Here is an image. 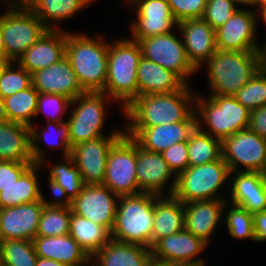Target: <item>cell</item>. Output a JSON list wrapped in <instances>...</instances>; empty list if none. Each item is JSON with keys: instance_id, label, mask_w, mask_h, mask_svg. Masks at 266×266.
<instances>
[{"instance_id": "14", "label": "cell", "mask_w": 266, "mask_h": 266, "mask_svg": "<svg viewBox=\"0 0 266 266\" xmlns=\"http://www.w3.org/2000/svg\"><path fill=\"white\" fill-rule=\"evenodd\" d=\"M119 197L103 184L84 185L69 205L73 213L102 225L111 232Z\"/></svg>"}, {"instance_id": "43", "label": "cell", "mask_w": 266, "mask_h": 266, "mask_svg": "<svg viewBox=\"0 0 266 266\" xmlns=\"http://www.w3.org/2000/svg\"><path fill=\"white\" fill-rule=\"evenodd\" d=\"M12 61L0 76V96L4 99L32 86V74ZM14 66V68H13Z\"/></svg>"}, {"instance_id": "55", "label": "cell", "mask_w": 266, "mask_h": 266, "mask_svg": "<svg viewBox=\"0 0 266 266\" xmlns=\"http://www.w3.org/2000/svg\"><path fill=\"white\" fill-rule=\"evenodd\" d=\"M6 121H8V119L5 111L4 99L0 96V123Z\"/></svg>"}, {"instance_id": "21", "label": "cell", "mask_w": 266, "mask_h": 266, "mask_svg": "<svg viewBox=\"0 0 266 266\" xmlns=\"http://www.w3.org/2000/svg\"><path fill=\"white\" fill-rule=\"evenodd\" d=\"M177 30L189 62L199 71L217 51L215 30L203 18L181 21L177 24Z\"/></svg>"}, {"instance_id": "16", "label": "cell", "mask_w": 266, "mask_h": 266, "mask_svg": "<svg viewBox=\"0 0 266 266\" xmlns=\"http://www.w3.org/2000/svg\"><path fill=\"white\" fill-rule=\"evenodd\" d=\"M121 137L100 136L71 148V157L84 185L103 184L108 154Z\"/></svg>"}, {"instance_id": "40", "label": "cell", "mask_w": 266, "mask_h": 266, "mask_svg": "<svg viewBox=\"0 0 266 266\" xmlns=\"http://www.w3.org/2000/svg\"><path fill=\"white\" fill-rule=\"evenodd\" d=\"M224 216H226L225 223L229 236L237 240L248 238L249 240L251 239L252 241H255L253 217L252 214L249 213L245 208L228 203V201H226L224 206Z\"/></svg>"}, {"instance_id": "19", "label": "cell", "mask_w": 266, "mask_h": 266, "mask_svg": "<svg viewBox=\"0 0 266 266\" xmlns=\"http://www.w3.org/2000/svg\"><path fill=\"white\" fill-rule=\"evenodd\" d=\"M45 196L38 201L0 209V241L33 240L36 237Z\"/></svg>"}, {"instance_id": "34", "label": "cell", "mask_w": 266, "mask_h": 266, "mask_svg": "<svg viewBox=\"0 0 266 266\" xmlns=\"http://www.w3.org/2000/svg\"><path fill=\"white\" fill-rule=\"evenodd\" d=\"M69 235L92 257L111 240V232L71 210Z\"/></svg>"}, {"instance_id": "42", "label": "cell", "mask_w": 266, "mask_h": 266, "mask_svg": "<svg viewBox=\"0 0 266 266\" xmlns=\"http://www.w3.org/2000/svg\"><path fill=\"white\" fill-rule=\"evenodd\" d=\"M72 100L64 95L39 93L35 118L40 114L47 115L46 122L64 123L66 111L71 107Z\"/></svg>"}, {"instance_id": "57", "label": "cell", "mask_w": 266, "mask_h": 266, "mask_svg": "<svg viewBox=\"0 0 266 266\" xmlns=\"http://www.w3.org/2000/svg\"><path fill=\"white\" fill-rule=\"evenodd\" d=\"M0 55H5V45L3 41V32L1 29V22H0Z\"/></svg>"}, {"instance_id": "15", "label": "cell", "mask_w": 266, "mask_h": 266, "mask_svg": "<svg viewBox=\"0 0 266 266\" xmlns=\"http://www.w3.org/2000/svg\"><path fill=\"white\" fill-rule=\"evenodd\" d=\"M134 10L136 19L130 24L131 39H146L167 34L177 27L167 0H125Z\"/></svg>"}, {"instance_id": "22", "label": "cell", "mask_w": 266, "mask_h": 266, "mask_svg": "<svg viewBox=\"0 0 266 266\" xmlns=\"http://www.w3.org/2000/svg\"><path fill=\"white\" fill-rule=\"evenodd\" d=\"M207 246L205 242L184 228L178 233L159 239L151 247V251L154 257L175 264H204L205 259L197 256Z\"/></svg>"}, {"instance_id": "32", "label": "cell", "mask_w": 266, "mask_h": 266, "mask_svg": "<svg viewBox=\"0 0 266 266\" xmlns=\"http://www.w3.org/2000/svg\"><path fill=\"white\" fill-rule=\"evenodd\" d=\"M40 164H32L12 186L0 191V209L41 200L44 195L39 186Z\"/></svg>"}, {"instance_id": "39", "label": "cell", "mask_w": 266, "mask_h": 266, "mask_svg": "<svg viewBox=\"0 0 266 266\" xmlns=\"http://www.w3.org/2000/svg\"><path fill=\"white\" fill-rule=\"evenodd\" d=\"M37 259L31 240L0 241L1 266H36Z\"/></svg>"}, {"instance_id": "28", "label": "cell", "mask_w": 266, "mask_h": 266, "mask_svg": "<svg viewBox=\"0 0 266 266\" xmlns=\"http://www.w3.org/2000/svg\"><path fill=\"white\" fill-rule=\"evenodd\" d=\"M152 246L161 238L185 228L184 203L171 195L154 194Z\"/></svg>"}, {"instance_id": "58", "label": "cell", "mask_w": 266, "mask_h": 266, "mask_svg": "<svg viewBox=\"0 0 266 266\" xmlns=\"http://www.w3.org/2000/svg\"><path fill=\"white\" fill-rule=\"evenodd\" d=\"M205 264L206 263L204 264H175V266H206Z\"/></svg>"}, {"instance_id": "29", "label": "cell", "mask_w": 266, "mask_h": 266, "mask_svg": "<svg viewBox=\"0 0 266 266\" xmlns=\"http://www.w3.org/2000/svg\"><path fill=\"white\" fill-rule=\"evenodd\" d=\"M32 242L38 257L53 259L65 266L76 265L90 258L69 234L53 237L36 236Z\"/></svg>"}, {"instance_id": "3", "label": "cell", "mask_w": 266, "mask_h": 266, "mask_svg": "<svg viewBox=\"0 0 266 266\" xmlns=\"http://www.w3.org/2000/svg\"><path fill=\"white\" fill-rule=\"evenodd\" d=\"M141 58L138 41L127 38L109 43L104 92L116 103H122V113L138 97L137 68Z\"/></svg>"}, {"instance_id": "5", "label": "cell", "mask_w": 266, "mask_h": 266, "mask_svg": "<svg viewBox=\"0 0 266 266\" xmlns=\"http://www.w3.org/2000/svg\"><path fill=\"white\" fill-rule=\"evenodd\" d=\"M195 105L197 127L214 138L222 141L236 132L248 129L250 111L234 96L209 95L208 98L199 93L196 94Z\"/></svg>"}, {"instance_id": "10", "label": "cell", "mask_w": 266, "mask_h": 266, "mask_svg": "<svg viewBox=\"0 0 266 266\" xmlns=\"http://www.w3.org/2000/svg\"><path fill=\"white\" fill-rule=\"evenodd\" d=\"M5 55L11 61L29 49L48 29L30 9H9L0 15Z\"/></svg>"}, {"instance_id": "53", "label": "cell", "mask_w": 266, "mask_h": 266, "mask_svg": "<svg viewBox=\"0 0 266 266\" xmlns=\"http://www.w3.org/2000/svg\"><path fill=\"white\" fill-rule=\"evenodd\" d=\"M12 61L6 55H0V76Z\"/></svg>"}, {"instance_id": "35", "label": "cell", "mask_w": 266, "mask_h": 266, "mask_svg": "<svg viewBox=\"0 0 266 266\" xmlns=\"http://www.w3.org/2000/svg\"><path fill=\"white\" fill-rule=\"evenodd\" d=\"M93 1L95 0H37L30 10L48 29L55 30L60 29L56 23L60 25L59 22L72 18Z\"/></svg>"}, {"instance_id": "52", "label": "cell", "mask_w": 266, "mask_h": 266, "mask_svg": "<svg viewBox=\"0 0 266 266\" xmlns=\"http://www.w3.org/2000/svg\"><path fill=\"white\" fill-rule=\"evenodd\" d=\"M36 266H65V265L53 259H44V258L38 257Z\"/></svg>"}, {"instance_id": "46", "label": "cell", "mask_w": 266, "mask_h": 266, "mask_svg": "<svg viewBox=\"0 0 266 266\" xmlns=\"http://www.w3.org/2000/svg\"><path fill=\"white\" fill-rule=\"evenodd\" d=\"M161 155L176 176L189 167L187 140L163 150Z\"/></svg>"}, {"instance_id": "4", "label": "cell", "mask_w": 266, "mask_h": 266, "mask_svg": "<svg viewBox=\"0 0 266 266\" xmlns=\"http://www.w3.org/2000/svg\"><path fill=\"white\" fill-rule=\"evenodd\" d=\"M204 66L212 92L209 95L234 96L260 70V55L217 49Z\"/></svg>"}, {"instance_id": "24", "label": "cell", "mask_w": 266, "mask_h": 266, "mask_svg": "<svg viewBox=\"0 0 266 266\" xmlns=\"http://www.w3.org/2000/svg\"><path fill=\"white\" fill-rule=\"evenodd\" d=\"M32 86L38 93L64 95L71 100L84 93L66 56L57 63L32 73Z\"/></svg>"}, {"instance_id": "48", "label": "cell", "mask_w": 266, "mask_h": 266, "mask_svg": "<svg viewBox=\"0 0 266 266\" xmlns=\"http://www.w3.org/2000/svg\"><path fill=\"white\" fill-rule=\"evenodd\" d=\"M248 129L266 139V105L250 111Z\"/></svg>"}, {"instance_id": "23", "label": "cell", "mask_w": 266, "mask_h": 266, "mask_svg": "<svg viewBox=\"0 0 266 266\" xmlns=\"http://www.w3.org/2000/svg\"><path fill=\"white\" fill-rule=\"evenodd\" d=\"M66 56V32L47 29L16 61L30 74L57 63Z\"/></svg>"}, {"instance_id": "25", "label": "cell", "mask_w": 266, "mask_h": 266, "mask_svg": "<svg viewBox=\"0 0 266 266\" xmlns=\"http://www.w3.org/2000/svg\"><path fill=\"white\" fill-rule=\"evenodd\" d=\"M226 200H197L184 203L185 229L207 245L224 215Z\"/></svg>"}, {"instance_id": "50", "label": "cell", "mask_w": 266, "mask_h": 266, "mask_svg": "<svg viewBox=\"0 0 266 266\" xmlns=\"http://www.w3.org/2000/svg\"><path fill=\"white\" fill-rule=\"evenodd\" d=\"M9 9H30L37 0H6Z\"/></svg>"}, {"instance_id": "18", "label": "cell", "mask_w": 266, "mask_h": 266, "mask_svg": "<svg viewBox=\"0 0 266 266\" xmlns=\"http://www.w3.org/2000/svg\"><path fill=\"white\" fill-rule=\"evenodd\" d=\"M136 162L138 189L141 193L173 194L177 176L163 159L161 153L146 150L136 143ZM170 181L171 185H168L167 188ZM165 188L168 189V193Z\"/></svg>"}, {"instance_id": "33", "label": "cell", "mask_w": 266, "mask_h": 266, "mask_svg": "<svg viewBox=\"0 0 266 266\" xmlns=\"http://www.w3.org/2000/svg\"><path fill=\"white\" fill-rule=\"evenodd\" d=\"M49 127H47V124L44 128L38 129L37 126L33 123L30 126V139H31V155L33 162L35 164H41L44 160H46V153L43 148H41V143L44 141L46 143V146L53 150L58 149L62 147V155L63 157H69L71 156V148L69 146V137H68V125L66 122L64 123H57V122H47ZM51 127V128H50ZM55 130V134H57V140L50 137V130ZM51 130V133H52ZM50 134V135H49ZM49 136V137H48ZM41 142V143H40ZM40 143V145H39Z\"/></svg>"}, {"instance_id": "54", "label": "cell", "mask_w": 266, "mask_h": 266, "mask_svg": "<svg viewBox=\"0 0 266 266\" xmlns=\"http://www.w3.org/2000/svg\"><path fill=\"white\" fill-rule=\"evenodd\" d=\"M252 6L255 7V11L259 14L262 10L266 9V0H253Z\"/></svg>"}, {"instance_id": "8", "label": "cell", "mask_w": 266, "mask_h": 266, "mask_svg": "<svg viewBox=\"0 0 266 266\" xmlns=\"http://www.w3.org/2000/svg\"><path fill=\"white\" fill-rule=\"evenodd\" d=\"M229 173L228 165L222 157L206 164L188 167L177 175L173 195L183 203L197 200H227V195L220 196L218 192L225 183H229Z\"/></svg>"}, {"instance_id": "47", "label": "cell", "mask_w": 266, "mask_h": 266, "mask_svg": "<svg viewBox=\"0 0 266 266\" xmlns=\"http://www.w3.org/2000/svg\"><path fill=\"white\" fill-rule=\"evenodd\" d=\"M34 162L0 160V191L12 186Z\"/></svg>"}, {"instance_id": "2", "label": "cell", "mask_w": 266, "mask_h": 266, "mask_svg": "<svg viewBox=\"0 0 266 266\" xmlns=\"http://www.w3.org/2000/svg\"><path fill=\"white\" fill-rule=\"evenodd\" d=\"M108 47L98 34L90 38L66 31V57L84 92H104Z\"/></svg>"}, {"instance_id": "49", "label": "cell", "mask_w": 266, "mask_h": 266, "mask_svg": "<svg viewBox=\"0 0 266 266\" xmlns=\"http://www.w3.org/2000/svg\"><path fill=\"white\" fill-rule=\"evenodd\" d=\"M254 240L257 243L266 241V211L252 214Z\"/></svg>"}, {"instance_id": "6", "label": "cell", "mask_w": 266, "mask_h": 266, "mask_svg": "<svg viewBox=\"0 0 266 266\" xmlns=\"http://www.w3.org/2000/svg\"><path fill=\"white\" fill-rule=\"evenodd\" d=\"M154 194L120 196L111 239L151 249L154 228Z\"/></svg>"}, {"instance_id": "37", "label": "cell", "mask_w": 266, "mask_h": 266, "mask_svg": "<svg viewBox=\"0 0 266 266\" xmlns=\"http://www.w3.org/2000/svg\"><path fill=\"white\" fill-rule=\"evenodd\" d=\"M38 91L33 87L4 98L8 121L31 126L37 111Z\"/></svg>"}, {"instance_id": "51", "label": "cell", "mask_w": 266, "mask_h": 266, "mask_svg": "<svg viewBox=\"0 0 266 266\" xmlns=\"http://www.w3.org/2000/svg\"><path fill=\"white\" fill-rule=\"evenodd\" d=\"M146 266H175V263H171L167 260H162L151 255Z\"/></svg>"}, {"instance_id": "60", "label": "cell", "mask_w": 266, "mask_h": 266, "mask_svg": "<svg viewBox=\"0 0 266 266\" xmlns=\"http://www.w3.org/2000/svg\"><path fill=\"white\" fill-rule=\"evenodd\" d=\"M70 266H87V261L76 264V265H70Z\"/></svg>"}, {"instance_id": "7", "label": "cell", "mask_w": 266, "mask_h": 266, "mask_svg": "<svg viewBox=\"0 0 266 266\" xmlns=\"http://www.w3.org/2000/svg\"><path fill=\"white\" fill-rule=\"evenodd\" d=\"M108 101V102H107ZM115 102L105 92H84L72 100V111L67 118L70 148L100 136H123L124 130H113L105 135L106 103ZM76 104V105H75ZM74 106V108H73Z\"/></svg>"}, {"instance_id": "59", "label": "cell", "mask_w": 266, "mask_h": 266, "mask_svg": "<svg viewBox=\"0 0 266 266\" xmlns=\"http://www.w3.org/2000/svg\"><path fill=\"white\" fill-rule=\"evenodd\" d=\"M92 260H93L92 257H90V258L87 260V266H88V265H90V266H99V264H98L97 262H95L96 265L93 264Z\"/></svg>"}, {"instance_id": "38", "label": "cell", "mask_w": 266, "mask_h": 266, "mask_svg": "<svg viewBox=\"0 0 266 266\" xmlns=\"http://www.w3.org/2000/svg\"><path fill=\"white\" fill-rule=\"evenodd\" d=\"M187 144L189 167L216 161L222 157L221 140L198 127L191 133Z\"/></svg>"}, {"instance_id": "27", "label": "cell", "mask_w": 266, "mask_h": 266, "mask_svg": "<svg viewBox=\"0 0 266 266\" xmlns=\"http://www.w3.org/2000/svg\"><path fill=\"white\" fill-rule=\"evenodd\" d=\"M138 97L148 94L172 93L186 83L174 72L142 57L137 68Z\"/></svg>"}, {"instance_id": "26", "label": "cell", "mask_w": 266, "mask_h": 266, "mask_svg": "<svg viewBox=\"0 0 266 266\" xmlns=\"http://www.w3.org/2000/svg\"><path fill=\"white\" fill-rule=\"evenodd\" d=\"M64 162V163H63ZM49 165L48 185L56 203H71L76 196L81 192L84 183L79 170L75 166L74 160L71 156L64 157V160L59 164H53L44 160L40 165Z\"/></svg>"}, {"instance_id": "31", "label": "cell", "mask_w": 266, "mask_h": 266, "mask_svg": "<svg viewBox=\"0 0 266 266\" xmlns=\"http://www.w3.org/2000/svg\"><path fill=\"white\" fill-rule=\"evenodd\" d=\"M152 255L150 248L111 239L92 256L99 266H146Z\"/></svg>"}, {"instance_id": "56", "label": "cell", "mask_w": 266, "mask_h": 266, "mask_svg": "<svg viewBox=\"0 0 266 266\" xmlns=\"http://www.w3.org/2000/svg\"><path fill=\"white\" fill-rule=\"evenodd\" d=\"M231 2H233L236 6L239 7V5L241 6L242 5V8L243 6H252V2L253 0H230ZM238 4V5H237Z\"/></svg>"}, {"instance_id": "17", "label": "cell", "mask_w": 266, "mask_h": 266, "mask_svg": "<svg viewBox=\"0 0 266 266\" xmlns=\"http://www.w3.org/2000/svg\"><path fill=\"white\" fill-rule=\"evenodd\" d=\"M197 127L195 111L185 120L175 123L160 124L153 127H126L125 134L140 147L161 153L170 146L190 138Z\"/></svg>"}, {"instance_id": "30", "label": "cell", "mask_w": 266, "mask_h": 266, "mask_svg": "<svg viewBox=\"0 0 266 266\" xmlns=\"http://www.w3.org/2000/svg\"><path fill=\"white\" fill-rule=\"evenodd\" d=\"M0 160L33 162L29 126L11 121L0 123Z\"/></svg>"}, {"instance_id": "11", "label": "cell", "mask_w": 266, "mask_h": 266, "mask_svg": "<svg viewBox=\"0 0 266 266\" xmlns=\"http://www.w3.org/2000/svg\"><path fill=\"white\" fill-rule=\"evenodd\" d=\"M222 158L229 171L266 174V139L244 129L221 141Z\"/></svg>"}, {"instance_id": "13", "label": "cell", "mask_w": 266, "mask_h": 266, "mask_svg": "<svg viewBox=\"0 0 266 266\" xmlns=\"http://www.w3.org/2000/svg\"><path fill=\"white\" fill-rule=\"evenodd\" d=\"M258 13L238 8L232 17L215 30L216 48L222 51L259 52L256 34Z\"/></svg>"}, {"instance_id": "1", "label": "cell", "mask_w": 266, "mask_h": 266, "mask_svg": "<svg viewBox=\"0 0 266 266\" xmlns=\"http://www.w3.org/2000/svg\"><path fill=\"white\" fill-rule=\"evenodd\" d=\"M188 84L172 93L148 94L135 98L123 114L130 121L126 127H153L185 121L195 111L196 94Z\"/></svg>"}, {"instance_id": "36", "label": "cell", "mask_w": 266, "mask_h": 266, "mask_svg": "<svg viewBox=\"0 0 266 266\" xmlns=\"http://www.w3.org/2000/svg\"><path fill=\"white\" fill-rule=\"evenodd\" d=\"M71 207L48 201L41 213L36 236L53 237L69 234Z\"/></svg>"}, {"instance_id": "44", "label": "cell", "mask_w": 266, "mask_h": 266, "mask_svg": "<svg viewBox=\"0 0 266 266\" xmlns=\"http://www.w3.org/2000/svg\"><path fill=\"white\" fill-rule=\"evenodd\" d=\"M237 9L230 0H207L203 19L216 30L225 24Z\"/></svg>"}, {"instance_id": "41", "label": "cell", "mask_w": 266, "mask_h": 266, "mask_svg": "<svg viewBox=\"0 0 266 266\" xmlns=\"http://www.w3.org/2000/svg\"><path fill=\"white\" fill-rule=\"evenodd\" d=\"M234 97L249 111L266 105V74L260 69Z\"/></svg>"}, {"instance_id": "12", "label": "cell", "mask_w": 266, "mask_h": 266, "mask_svg": "<svg viewBox=\"0 0 266 266\" xmlns=\"http://www.w3.org/2000/svg\"><path fill=\"white\" fill-rule=\"evenodd\" d=\"M138 41L142 50V57L153 61L165 69L177 74L186 84L188 77L197 70L189 62L183 40L170 32Z\"/></svg>"}, {"instance_id": "9", "label": "cell", "mask_w": 266, "mask_h": 266, "mask_svg": "<svg viewBox=\"0 0 266 266\" xmlns=\"http://www.w3.org/2000/svg\"><path fill=\"white\" fill-rule=\"evenodd\" d=\"M136 142L124 134L111 148L103 185L118 196L137 195Z\"/></svg>"}, {"instance_id": "20", "label": "cell", "mask_w": 266, "mask_h": 266, "mask_svg": "<svg viewBox=\"0 0 266 266\" xmlns=\"http://www.w3.org/2000/svg\"><path fill=\"white\" fill-rule=\"evenodd\" d=\"M229 181L228 203L245 208L251 214L266 211V174L233 171L229 173Z\"/></svg>"}, {"instance_id": "45", "label": "cell", "mask_w": 266, "mask_h": 266, "mask_svg": "<svg viewBox=\"0 0 266 266\" xmlns=\"http://www.w3.org/2000/svg\"><path fill=\"white\" fill-rule=\"evenodd\" d=\"M177 23L203 18L207 0H167Z\"/></svg>"}]
</instances>
